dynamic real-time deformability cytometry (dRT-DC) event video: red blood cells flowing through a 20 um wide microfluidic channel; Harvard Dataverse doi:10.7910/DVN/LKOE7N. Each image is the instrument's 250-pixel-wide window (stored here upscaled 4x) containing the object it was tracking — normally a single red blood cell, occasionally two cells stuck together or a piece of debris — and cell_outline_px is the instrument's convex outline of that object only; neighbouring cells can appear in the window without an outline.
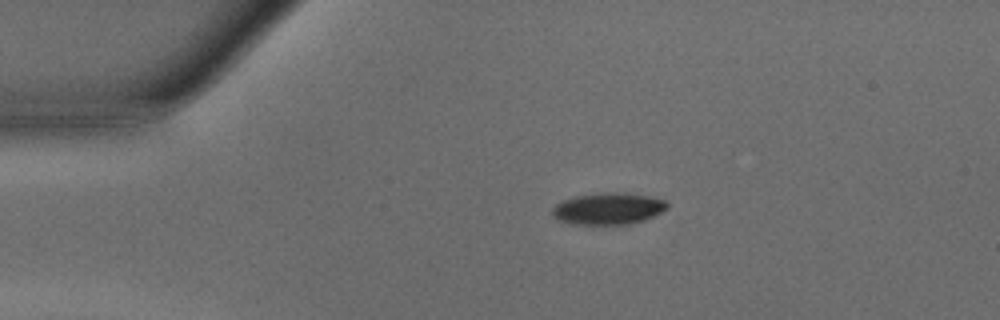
{"species": "common noctule bat (a hibernating species)", "species_latin": "Nyctalus noctula", "temperature_condition": "warm", "stored_images_in_passage": 39, "camera_frame_rate_fps": 3000, "um_per_image_px": 0.085, "animal": {"sex": "male", "body_mass_g": 15.6}, "frame": {"image": 1, "passage_image": 1, "time_ms": 0.0, "image_size_px": [1000, 320], "cell_outline_px": [[668, 208], [644, 220], [628, 224], [568, 224], [556, 220], [552, 216], [552, 208], [560, 200], [576, 196], [604, 192], [616, 192], [648, 196], [664, 200], [668, 204]], "centroid_in_image_um": [51.63, 17.74], "position_along_channel_um": 33.4, "area_um2": 21.27}}
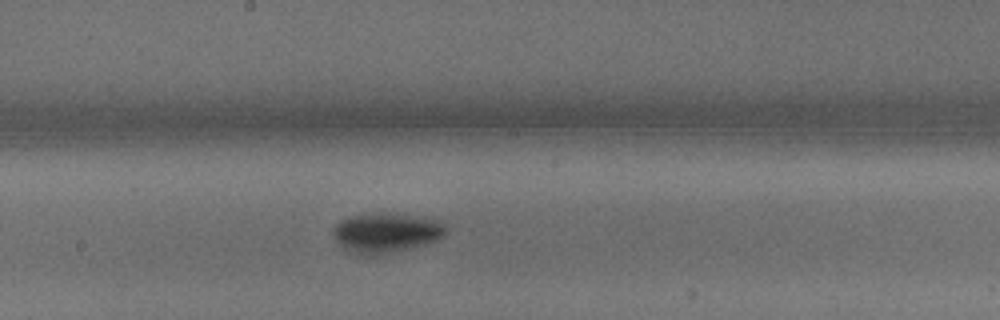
{"frame": {"image": 2, "passage_image": 17, "time_ms": 5.333, "image_size_px": [1000, 320], "cell_outline_px": [[444, 236], [436, 240], [424, 244], [384, 256], [360, 256], [344, 248], [336, 240], [332, 232], [336, 224], [352, 216], [420, 216], [436, 220], [444, 224]], "centroid_in_image_um": [32.81, 19.87], "position_along_channel_um": 215.4, "area_um2": 25.26}}
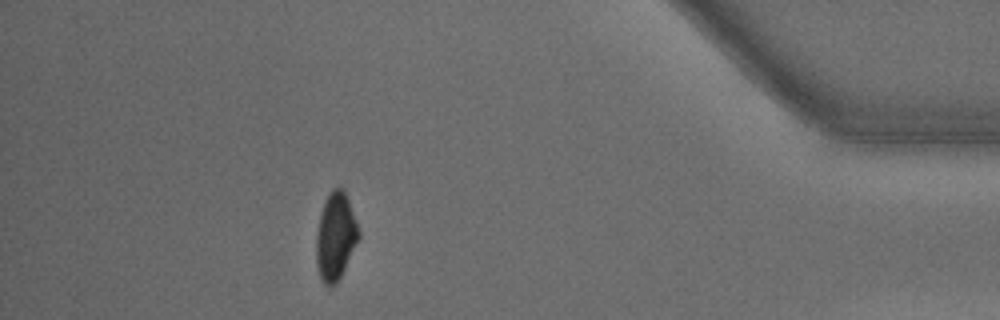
{"frame": {"image": 3, "passage_image": 34, "time_ms": 11.0, "image_size_px": [1000, 320], "cell_outline_px": [[360, 236], [336, 284], [332, 288], [328, 288], [324, 284], [320, 276], [316, 264], [316, 236], [320, 216], [324, 200], [332, 188], [344, 188], [360, 232]], "centroid_in_image_um": [28.51, 20.1], "position_along_channel_um": 406.7, "area_um2": 21.5}, "authors_computed_cell_mechanics": {"area_um2": 23.0044, "velocity_mm_per_s": 4.2367, "shape_relaxation_time_tau1_ms": 2.7069, "shape_relaxation_time_tau2_ms": null, "deformation_change_tau1": 0.1582, "deformation_change_tau2": null}}